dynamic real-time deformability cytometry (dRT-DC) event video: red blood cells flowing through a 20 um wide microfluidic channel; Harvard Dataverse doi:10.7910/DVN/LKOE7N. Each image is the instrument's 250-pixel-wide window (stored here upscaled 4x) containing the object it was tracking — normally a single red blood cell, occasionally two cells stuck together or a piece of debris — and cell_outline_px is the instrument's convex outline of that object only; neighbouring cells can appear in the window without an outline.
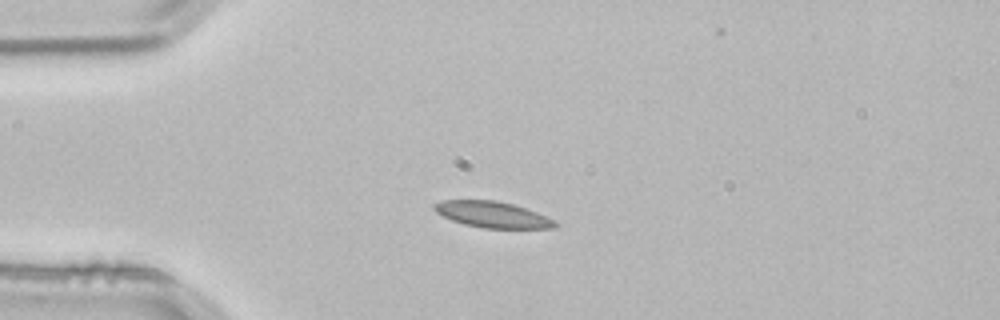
{"species": "common noctule bat (a hibernating species)", "species_latin": "Nyctalus noctula", "temperature_condition": "room temperature", "stored_images_in_passage": 1, "camera_frame_rate_fps": 3000, "um_per_image_px": 0.085, "animal": {"sex": "male", "body_mass_g": 21.5, "forearm_length_mm": 52.0}, "frame": {"image": 1, "passage_image": 1, "time_ms": 0.0, "image_size_px": [1000, 320], "cell_outline_px": [[560, 224], [556, 228], [484, 228], [464, 224], [452, 220], [436, 212], [432, 208], [432, 204], [440, 200], [496, 200], [512, 204], [536, 212], [556, 220]], "centroid_in_image_um": [41.86, 18.23], "position_along_channel_um": 43.1, "area_um2": 18.44}}